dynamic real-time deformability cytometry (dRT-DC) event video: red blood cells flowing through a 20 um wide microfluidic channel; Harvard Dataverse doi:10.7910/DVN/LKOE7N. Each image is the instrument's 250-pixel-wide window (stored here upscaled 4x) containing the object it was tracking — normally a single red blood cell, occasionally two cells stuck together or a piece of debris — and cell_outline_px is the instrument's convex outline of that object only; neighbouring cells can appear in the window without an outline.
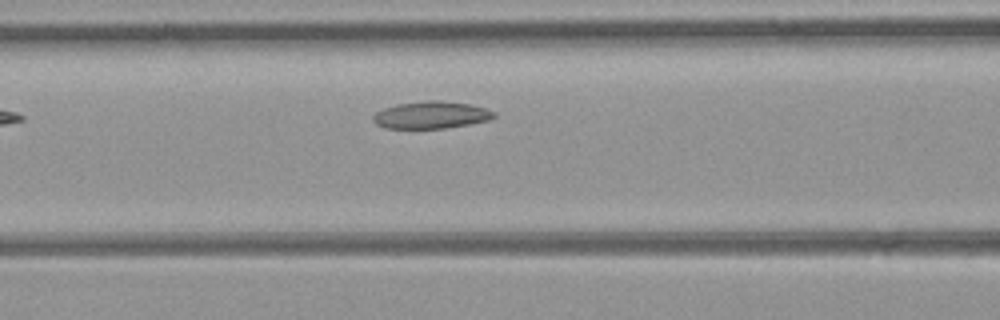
{"species": "common noctule bat (a hibernating species)", "species_latin": "Nyctalus noctula", "temperature_condition": "room temperature", "stored_images_in_passage": 4, "camera_frame_rate_fps": 3000, "um_per_image_px": 0.085, "animal": {"sex": "female", "body_mass_g": 21.9}, "frame": {"image": 1, "passage_image": 4, "time_ms": 1.0, "image_size_px": [1000, 320], "cell_outline_px": [[496, 116], [488, 120], [468, 124], [444, 128], [384, 128], [376, 124], [372, 120], [372, 116], [376, 112], [384, 108], [396, 104], [424, 100], [440, 100], [472, 104], [496, 112]], "centroid_in_image_um": [36.63, 9.76], "position_along_channel_um": 130.0, "area_um2": 19.25}}